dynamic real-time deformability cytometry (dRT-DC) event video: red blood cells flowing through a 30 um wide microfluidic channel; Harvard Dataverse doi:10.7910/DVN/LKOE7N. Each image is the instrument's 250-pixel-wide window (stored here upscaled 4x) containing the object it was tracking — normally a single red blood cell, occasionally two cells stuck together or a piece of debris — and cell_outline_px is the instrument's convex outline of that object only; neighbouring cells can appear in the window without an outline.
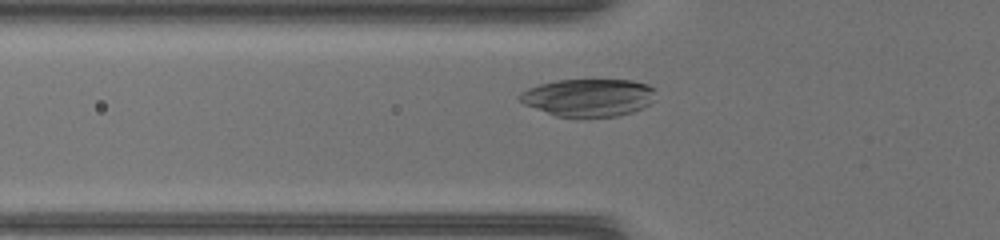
{"species": "common noctule bat (a hibernating species)", "species_latin": "Nyctalus noctula", "temperature_condition": "warm", "stored_images_in_passage": 38, "camera_frame_rate_fps": 3000, "um_per_image_px": 0.085, "animal": {"sex": "female", "body_mass_g": 17.0, "forearm_length_mm": 48.0}, "frame": {"image": 1, "passage_image": 7, "time_ms": 2.0, "image_size_px": [1000, 240], "cell_outline_px": [[656, 100], [632, 112], [616, 116], [556, 116], [524, 104], [520, 100], [520, 92], [528, 88], [540, 84], [556, 80], [632, 80], [648, 84], [656, 88]], "centroid_in_image_um": [50.07, 8.27], "position_along_channel_um": 75.7, "area_um2": 29.71}}
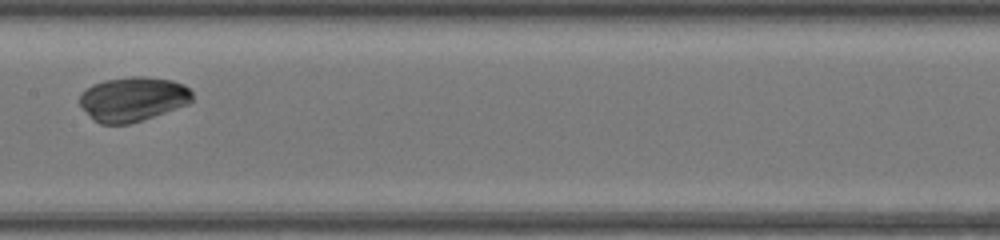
{"frame": {"image": 2, "passage_image": 15, "time_ms": 4.667, "image_size_px": [1000, 240], "cell_outline_px": [[192, 100], [188, 104], [128, 124], [100, 124], [80, 104], [80, 92], [92, 84], [104, 80], [132, 76], [144, 76], [172, 80], [184, 84], [192, 92]], "centroid_in_image_um": [11.3, 8.39], "position_along_channel_um": 196.1, "area_um2": 28.84}}
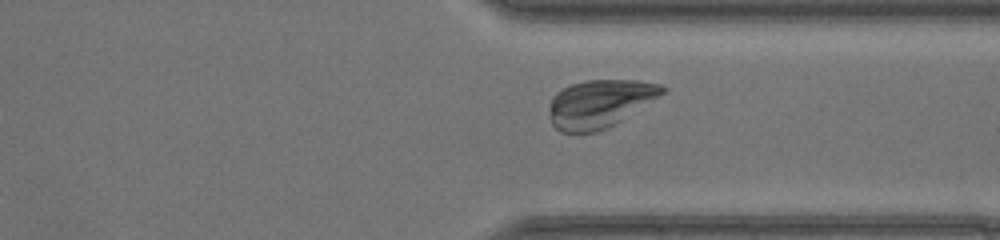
{"frame": {"image": 3, "passage_image": 26, "time_ms": 8.333, "image_size_px": [1000, 240], "cell_outline_px": [[668, 88], [664, 92], [608, 128], [596, 132], [560, 132], [552, 124], [552, 96], [556, 92], [572, 84], [584, 80], [636, 80], [660, 84]], "centroid_in_image_um": [50.98, 8.79], "position_along_channel_um": 360.4, "area_um2": 30.87}}